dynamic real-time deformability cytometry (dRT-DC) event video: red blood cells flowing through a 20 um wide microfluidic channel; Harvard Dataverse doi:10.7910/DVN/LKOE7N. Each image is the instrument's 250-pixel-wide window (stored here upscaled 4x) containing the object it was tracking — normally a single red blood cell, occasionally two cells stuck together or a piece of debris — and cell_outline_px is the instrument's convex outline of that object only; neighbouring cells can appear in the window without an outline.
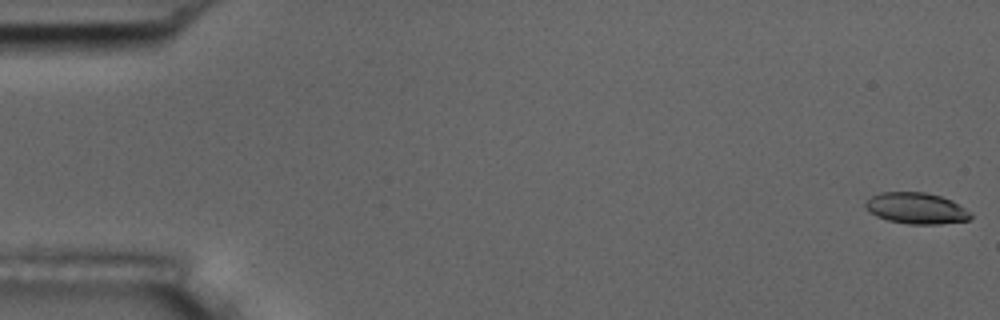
{"species": "common noctule bat (a hibernating species)", "species_latin": "Nyctalus noctula", "temperature_condition": "room temperature", "stored_images_in_passage": 55, "camera_frame_rate_fps": 3000, "um_per_image_px": 0.085, "animal": {"sex": "male", "body_mass_g": 17.5, "forearm_length_mm": 52.3}, "frame": {"image": 1, "passage_image": 1, "time_ms": 0.0, "image_size_px": [1000, 320], "cell_outline_px": [[972, 216], [968, 220], [940, 224], [908, 224], [888, 220], [876, 216], [868, 212], [864, 208], [864, 204], [872, 196], [880, 192], [924, 192], [940, 196], [952, 200], [964, 208]], "centroid_in_image_um": [77.84, 17.7], "position_along_channel_um": 7.2, "area_um2": 19.07}}
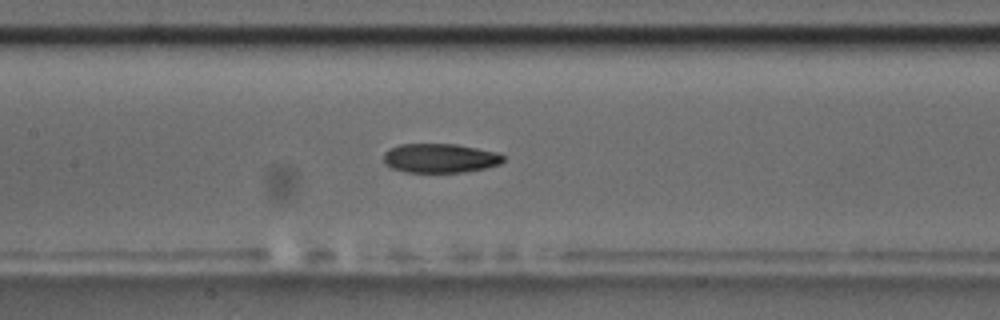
{"frame": {"image": 2, "passage_image": 26, "time_ms": 8.333, "image_size_px": [1000, 320], "cell_outline_px": [[504, 160], [500, 164], [484, 168], [464, 172], [408, 172], [392, 168], [384, 164], [384, 152], [400, 144], [456, 144], [500, 152], [504, 156]], "centroid_in_image_um": [37.43, 13.44], "position_along_channel_um": 170.0, "area_um2": 20.4}}
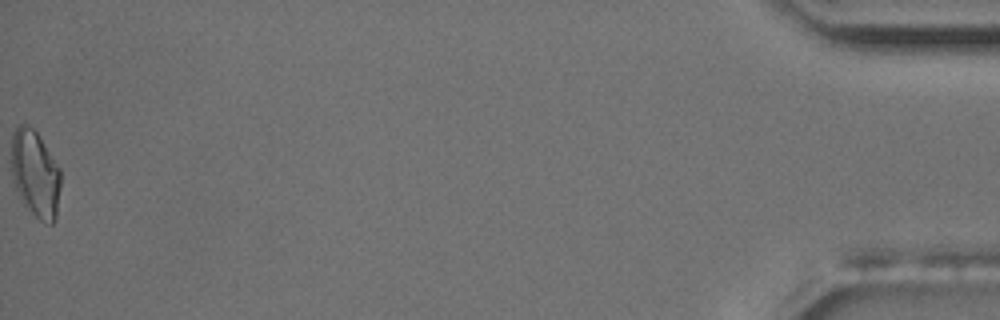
{"frame": {"image": 3, "passage_image": 55, "time_ms": 18.0, "image_size_px": [1000, 320], "cell_outline_px": [[60, 188], [56, 220], [52, 224], [48, 224], [40, 220], [24, 204], [16, 188], [12, 176], [12, 132], [16, 124], [28, 124], [40, 136], [60, 168]], "centroid_in_image_um": [3.01, 14.74], "position_along_channel_um": 432.2, "area_um2": 25.03}, "authors_computed_cell_mechanics": {"area_um2": 20.808, "velocity_mm_per_s": 3.7424, "shape_relaxation_time_tau1_ms": null, "shape_relaxation_time_tau2_ms": 5.0697, "deformation_change_tau1": null, "deformation_change_tau2": 0.1178}}